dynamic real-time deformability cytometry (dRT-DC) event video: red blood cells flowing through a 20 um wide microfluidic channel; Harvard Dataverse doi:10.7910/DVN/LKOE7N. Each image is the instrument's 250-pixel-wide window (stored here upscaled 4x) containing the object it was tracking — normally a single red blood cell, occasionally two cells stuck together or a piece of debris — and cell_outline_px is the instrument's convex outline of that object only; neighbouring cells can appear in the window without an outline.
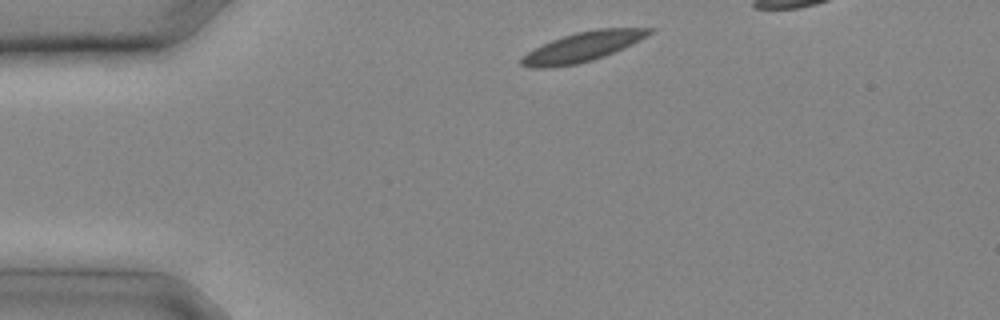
{"species": "common noctule bat (a hibernating species)", "species_latin": "Nyctalus noctula", "temperature_condition": "cold", "stored_images_in_passage": 18, "camera_frame_rate_fps": 3000, "um_per_image_px": 0.085, "animal": {"sex": "male", "body_mass_g": 20.4}, "frame": {"image": 1, "passage_image": 1, "time_ms": 0.0, "image_size_px": [1000, 320], "cell_outline_px": [[656, 28], [652, 32], [632, 44], [624, 48], [604, 56], [592, 60], [576, 64], [544, 68], [528, 68], [520, 64], [520, 60], [528, 52], [552, 40], [576, 32], [600, 28]], "centroid_in_image_um": [49.52, 3.98], "position_along_channel_um": 35.5, "area_um2": 21.68}}
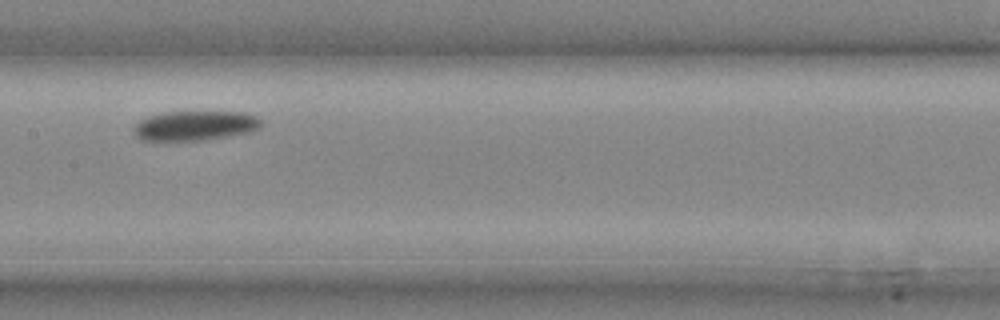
{"frame": {"image": 2, "passage_image": 9, "time_ms": 2.667, "image_size_px": [1000, 320], "cell_outline_px": [[260, 128], [252, 132], [232, 136], [208, 140], [140, 140], [136, 136], [132, 128], [140, 120], [148, 116], [168, 112], [244, 112], [256, 116], [260, 120]], "centroid_in_image_um": [16.6, 10.69], "position_along_channel_um": 190.8, "area_um2": 22.14}}
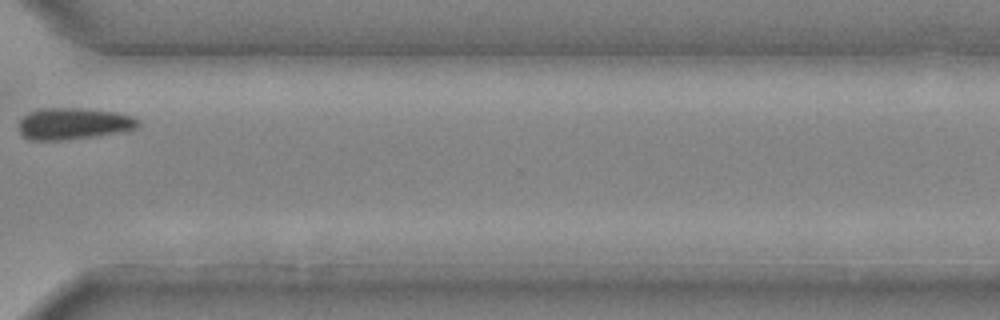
{"frame": {"image": 3, "passage_image": 16, "time_ms": 5.0, "image_size_px": [1000, 320], "cell_outline_px": [[140, 124], [136, 128], [124, 132], [64, 140], [28, 140], [20, 132], [20, 120], [28, 112], [44, 108], [80, 108], [116, 112], [132, 116], [140, 120]], "centroid_in_image_um": [6.28, 10.51], "position_along_channel_um": 364.3, "area_um2": 22.02}}